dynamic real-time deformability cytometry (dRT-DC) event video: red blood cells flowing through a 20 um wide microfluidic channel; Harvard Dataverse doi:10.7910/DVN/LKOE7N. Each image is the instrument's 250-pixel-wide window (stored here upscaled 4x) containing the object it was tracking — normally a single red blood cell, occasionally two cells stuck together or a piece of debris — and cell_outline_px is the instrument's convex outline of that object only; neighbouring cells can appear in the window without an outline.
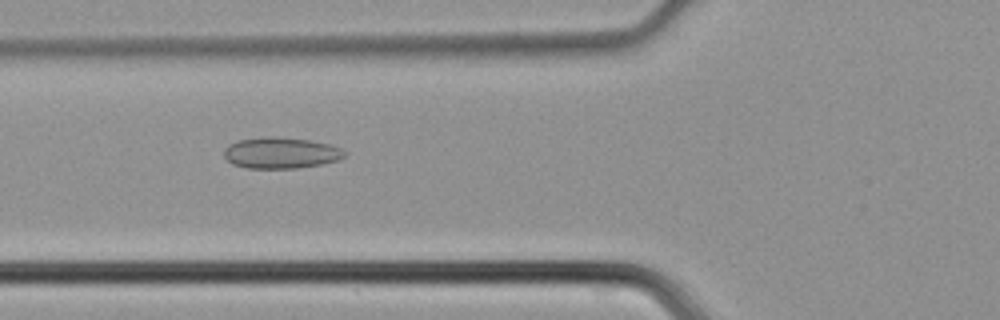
{"species": "common noctule bat (a hibernating species)", "species_latin": "Nyctalus noctula", "temperature_condition": "cold", "stored_images_in_passage": 45, "camera_frame_rate_fps": 3000, "um_per_image_px": 0.085, "animal": {"sex": "male", "body_mass_g": 21.5, "forearm_length_mm": 52.0}, "frame": {"image": 1, "passage_image": 17, "time_ms": 5.333, "image_size_px": [1000, 320], "cell_outline_px": [[348, 152], [344, 156], [336, 160], [320, 164], [296, 168], [248, 168], [232, 164], [224, 156], [224, 148], [228, 144], [236, 140], [268, 136], [276, 136], [308, 140], [328, 144], [340, 148]], "centroid_in_image_um": [23.83, 12.98], "position_along_channel_um": 102.0, "area_um2": 21.85}}
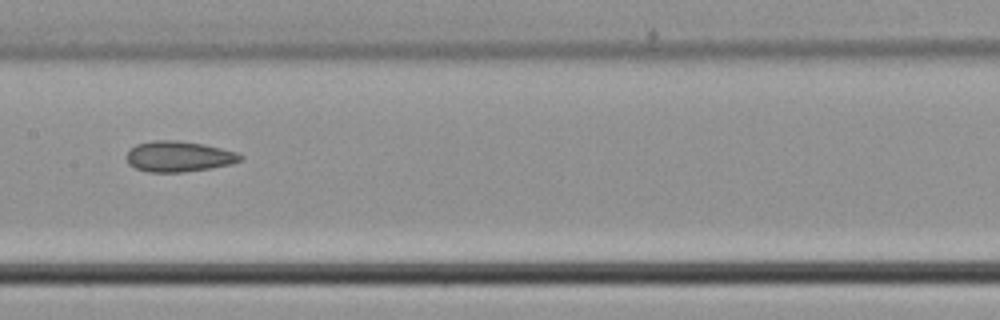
{"frame": {"image": 2, "passage_image": 23, "time_ms": 7.333, "image_size_px": [1000, 320], "cell_outline_px": [[244, 156], [240, 160], [228, 164], [208, 168], [184, 172], [148, 172], [136, 168], [128, 164], [128, 152], [136, 144], [152, 140], [176, 140], [204, 144], [240, 152]], "centroid_in_image_um": [15.21, 13.29], "position_along_channel_um": 192.2, "area_um2": 20.23}}
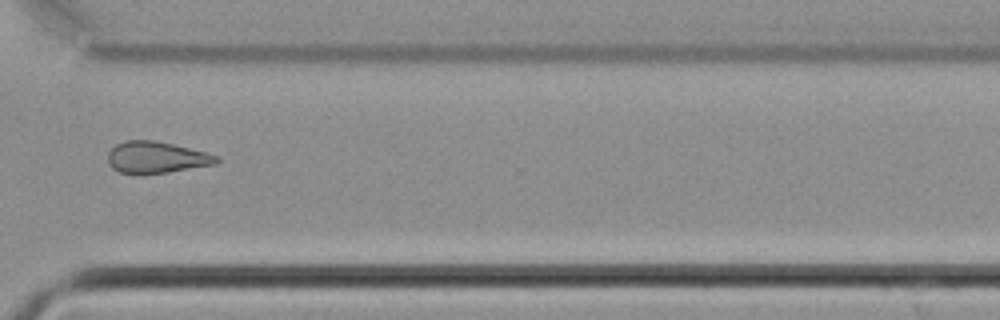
{"frame": {"image": 3, "passage_image": 34, "time_ms": 11.0, "image_size_px": [1000, 320], "cell_outline_px": [[220, 160], [216, 164], [168, 172], [140, 176], [120, 172], [112, 168], [108, 164], [108, 152], [116, 144], [124, 140], [156, 140], [220, 156]], "centroid_in_image_um": [13.26, 13.4], "position_along_channel_um": 357.3, "area_um2": 20.35}}